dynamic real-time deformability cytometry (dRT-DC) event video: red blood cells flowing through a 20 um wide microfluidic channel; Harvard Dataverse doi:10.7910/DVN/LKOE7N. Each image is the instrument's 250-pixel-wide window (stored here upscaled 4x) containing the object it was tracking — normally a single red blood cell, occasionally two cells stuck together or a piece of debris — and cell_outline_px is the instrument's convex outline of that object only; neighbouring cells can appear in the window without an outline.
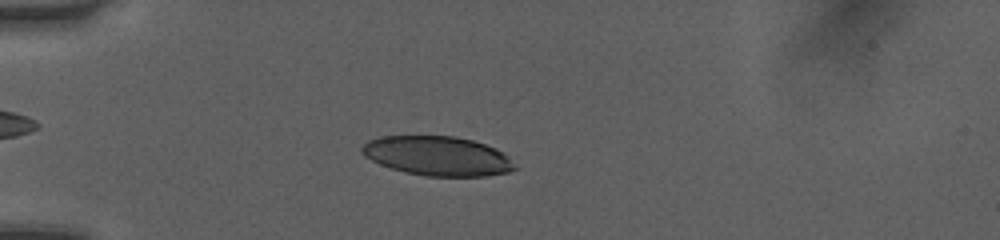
{"species": "human", "species_latin": "Homo sapiens", "temperature_condition": "room temperature", "stored_images_in_passage": 50, "camera_frame_rate_fps": 3000, "um_per_image_px": 0.085, "donor": {"sex": "female"}, "frame": {"image": 1, "passage_image": 14, "time_ms": 4.333, "image_size_px": [1000, 240], "cell_outline_px": [[520, 168], [508, 172], [484, 176], [424, 176], [404, 172], [380, 164], [364, 156], [360, 152], [360, 148], [368, 140], [380, 136], [456, 136], [472, 140], [496, 148], [504, 152]], "centroid_in_image_um": [37.21, 13.26], "position_along_channel_um": 47.8, "area_um2": 35.37}}
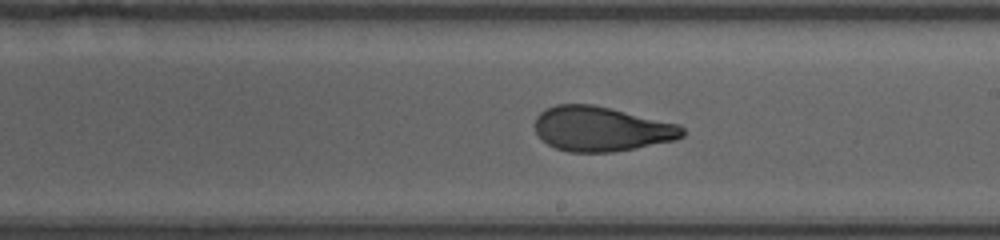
{"frame": {"image": 2, "passage_image": 30, "time_ms": 9.667, "image_size_px": [1000, 240], "cell_outline_px": [[684, 136], [676, 140], [636, 148], [612, 152], [568, 152], [556, 148], [548, 144], [536, 132], [536, 116], [540, 112], [556, 104], [592, 104], [680, 124], [684, 128]], "centroid_in_image_um": [51.15, 10.96], "position_along_channel_um": 237.9, "area_um2": 38.38}}
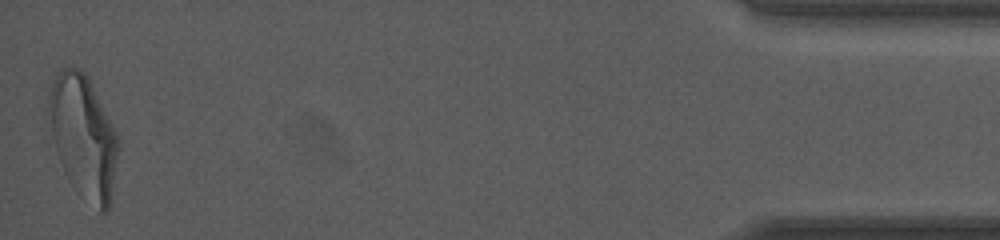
{"frame": {"image": 3, "passage_image": 50, "time_ms": 16.333, "image_size_px": [1000, 240], "cell_outline_px": [[120, 144], [112, 192], [108, 212], [100, 212], [64, 172], [52, 136], [48, 108], [48, 96], [52, 80], [56, 72], [60, 68], [72, 64], [84, 72], [116, 132]], "centroid_in_image_um": [7.08, 11.53], "position_along_channel_um": 428.1, "area_um2": 48.67}, "authors_computed_cell_mechanics": {"area_um2": 38.6104, "velocity_mm_per_s": 4.0757, "shape_relaxation_time_tau1_ms": 5.4229, "shape_relaxation_time_tau2_ms": 1.1038, "deformation_change_tau1": 0.191, "deformation_change_tau2": 0.0782}}